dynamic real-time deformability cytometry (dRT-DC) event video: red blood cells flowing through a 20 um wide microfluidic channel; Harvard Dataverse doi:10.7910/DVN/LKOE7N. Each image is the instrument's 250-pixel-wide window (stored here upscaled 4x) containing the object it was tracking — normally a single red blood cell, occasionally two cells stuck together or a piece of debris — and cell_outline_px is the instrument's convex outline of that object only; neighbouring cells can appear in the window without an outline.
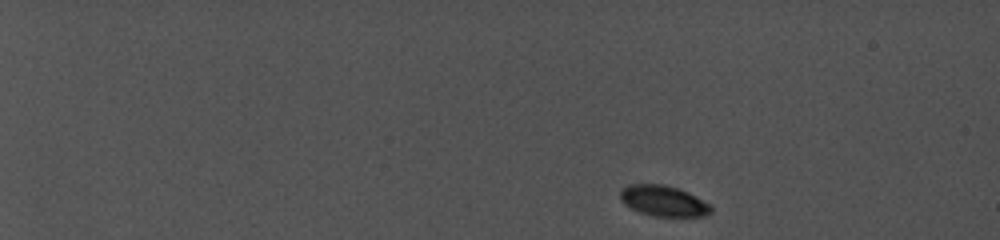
{"species": "common noctule bat (a hibernating species)", "species_latin": "Nyctalus noctula", "temperature_condition": "cold", "stored_images_in_passage": 13, "camera_frame_rate_fps": 5000, "um_per_image_px": 0.085, "animal": {"sex": "female", "body_mass_g": 19.0, "forearm_length_mm": 56.7}, "frame": {"image": 1, "passage_image": 1, "time_ms": 0.0, "image_size_px": [1000, 240], "cell_outline_px": [[712, 212], [708, 216], [652, 216], [628, 208], [620, 200], [620, 192], [624, 188], [632, 184], [660, 184], [676, 188], [712, 204]], "centroid_in_image_um": [56.39, 17.1], "position_along_channel_um": 28.6, "area_um2": 16.18}}
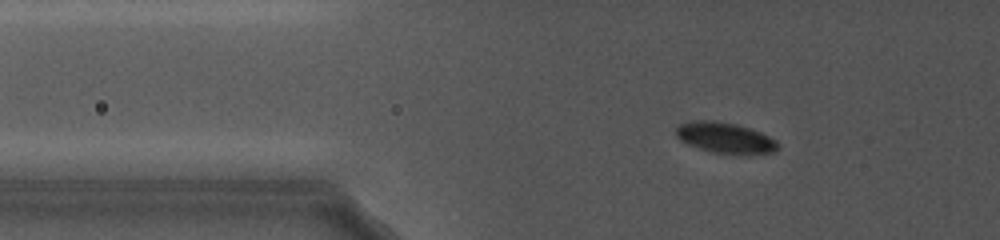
{"frame": {"image": 2, "passage_image": 10, "time_ms": 4.8, "image_size_px": [1000, 240], "cell_outline_px": [[780, 148], [776, 152], [752, 156], [744, 156], [712, 152], [688, 144], [680, 140], [676, 136], [676, 128], [680, 124], [696, 120], [700, 120], [732, 124], [748, 128], [760, 132], [776, 140]], "centroid_in_image_um": [61.71, 11.77], "position_along_channel_um": 64.1, "area_um2": 18.38}}